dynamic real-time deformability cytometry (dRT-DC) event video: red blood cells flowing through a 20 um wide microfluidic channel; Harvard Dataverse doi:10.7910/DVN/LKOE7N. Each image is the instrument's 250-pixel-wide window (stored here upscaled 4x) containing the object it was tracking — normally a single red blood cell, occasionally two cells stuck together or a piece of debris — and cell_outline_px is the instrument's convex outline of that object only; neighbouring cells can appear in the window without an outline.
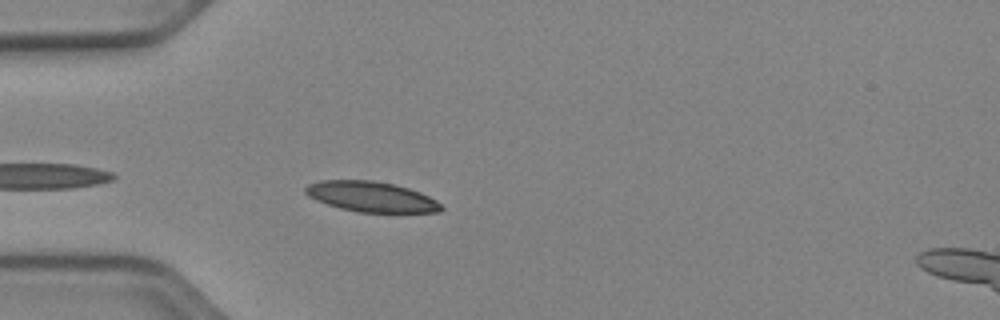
{"species": "Egyptian fruit bat (a non-hibernating species)", "species_latin": "Rousettus aegyptiacus", "temperature_condition": "cold", "stored_images_in_passage": 38, "camera_frame_rate_fps": 3000, "um_per_image_px": 0.085, "animal": {"sex": "female"}, "frame": {"image": 1, "passage_image": 3, "time_ms": 0.667, "image_size_px": [1000, 320], "cell_outline_px": [[444, 208], [440, 212], [356, 212], [340, 208], [316, 200], [308, 196], [304, 192], [304, 188], [308, 184], [320, 180], [372, 180], [396, 184], [420, 192], [436, 200]], "centroid_in_image_um": [31.54, 16.71], "position_along_channel_um": 53.5, "area_um2": 24.04}}
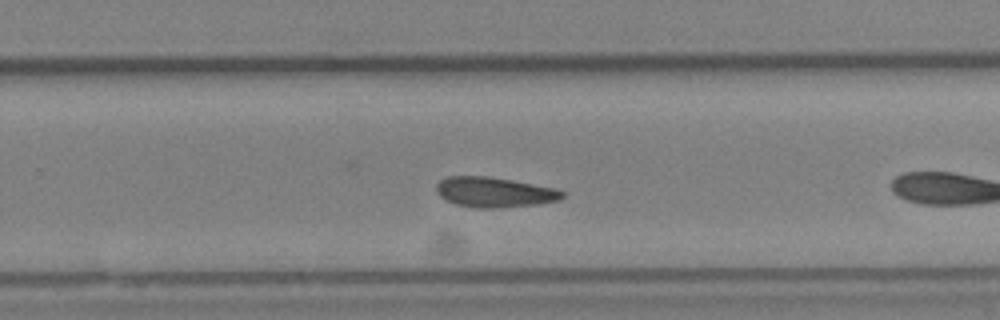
{"frame": {"image": 2, "passage_image": 19, "time_ms": 6.0, "image_size_px": [1000, 320], "cell_outline_px": [[564, 196], [560, 200], [540, 204], [500, 208], [476, 208], [456, 204], [440, 196], [436, 192], [436, 184], [440, 180], [448, 176], [488, 176], [512, 180], [556, 188], [564, 192]], "centroid_in_image_um": [42.04, 16.34], "position_along_channel_um": 287.8, "area_um2": 22.25}}
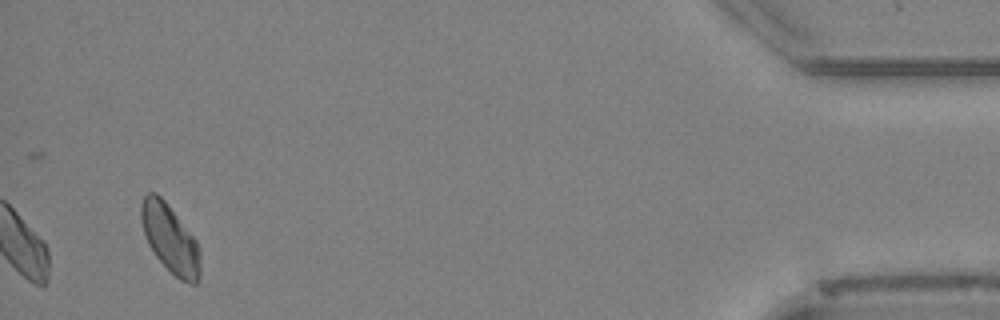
{"frame": {"image": 3, "passage_image": 38, "time_ms": 12.333, "image_size_px": [1000, 320], "cell_outline_px": [[200, 276], [196, 284], [192, 284], [180, 280], [156, 256], [148, 244], [144, 232], [140, 216], [140, 204], [144, 196], [148, 192], [156, 192], [164, 200], [196, 240], [200, 252]], "centroid_in_image_um": [14.46, 20.28], "position_along_channel_um": 420.7, "area_um2": 23.24}, "authors_computed_cell_mechanics": {"area_um2": 21.8484, "velocity_mm_per_s": 3.8707, "shape_relaxation_time_tau1_ms": null, "shape_relaxation_time_tau2_ms": 5.4312, "deformation_change_tau1": null, "deformation_change_tau2": 0.1031}}